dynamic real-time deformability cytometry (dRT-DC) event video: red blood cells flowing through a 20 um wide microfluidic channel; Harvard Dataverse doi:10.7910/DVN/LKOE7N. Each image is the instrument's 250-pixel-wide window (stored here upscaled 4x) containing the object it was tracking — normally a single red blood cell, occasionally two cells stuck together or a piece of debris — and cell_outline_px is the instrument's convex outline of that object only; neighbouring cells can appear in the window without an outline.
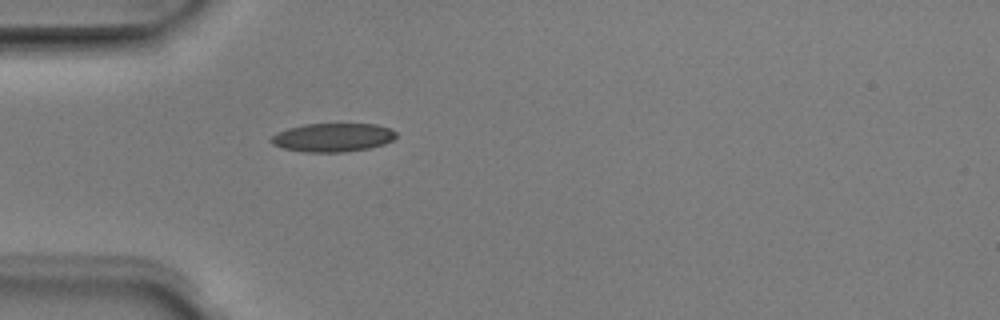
{"species": "Egyptian fruit bat (a non-hibernating species)", "species_latin": "Rousettus aegyptiacus", "temperature_condition": "room temperature", "stored_images_in_passage": 1, "camera_frame_rate_fps": 3000, "um_per_image_px": 0.085, "animal": {"sex": "male"}, "frame": {"image": 1, "passage_image": 1, "time_ms": 0.0, "image_size_px": [1000, 320], "cell_outline_px": [[396, 136], [392, 140], [384, 144], [368, 148], [344, 152], [304, 152], [284, 148], [272, 144], [268, 140], [276, 132], [288, 128], [304, 124], [376, 124], [392, 128], [396, 132]], "centroid_in_image_um": [28.28, 11.68], "position_along_channel_um": 56.7, "area_um2": 20.92}}